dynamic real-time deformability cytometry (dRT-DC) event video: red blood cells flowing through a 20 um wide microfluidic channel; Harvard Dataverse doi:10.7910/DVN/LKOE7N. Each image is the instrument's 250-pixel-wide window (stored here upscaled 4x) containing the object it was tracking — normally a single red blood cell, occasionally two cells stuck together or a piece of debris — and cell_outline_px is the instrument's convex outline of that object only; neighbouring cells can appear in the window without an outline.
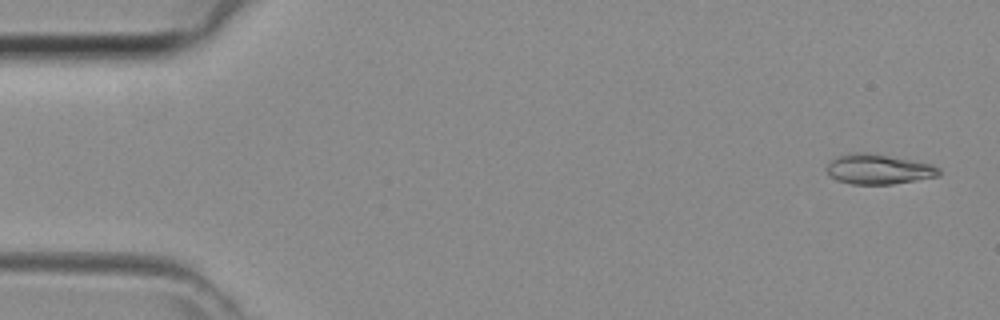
{"species": "common noctule bat (a hibernating species)", "species_latin": "Nyctalus noctula", "temperature_condition": "room temperature", "stored_images_in_passage": 44, "camera_frame_rate_fps": 3000, "um_per_image_px": 0.085, "animal": {"sex": "female", "body_mass_g": 29.2, "forearm_length_mm": 56.3}, "frame": {"image": 1, "passage_image": 2, "time_ms": 0.333, "image_size_px": [1000, 320], "cell_outline_px": [[940, 176], [892, 184], [852, 184], [836, 180], [828, 172], [828, 164], [836, 156], [848, 152], [876, 152], [932, 164], [940, 168]], "centroid_in_image_um": [74.7, 14.35], "position_along_channel_um": 10.3, "area_um2": 19.94}}
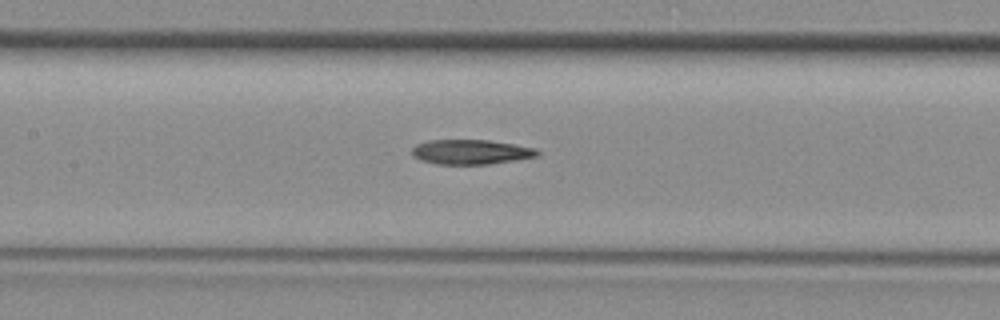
{"frame": {"image": 2, "passage_image": 20, "time_ms": 6.333, "image_size_px": [1000, 320], "cell_outline_px": [[540, 152], [536, 156], [488, 164], [436, 164], [420, 160], [412, 156], [412, 148], [416, 144], [428, 140], [488, 140], [516, 144], [536, 148]], "centroid_in_image_um": [39.99, 12.91], "position_along_channel_um": 167.4, "area_um2": 18.03}}
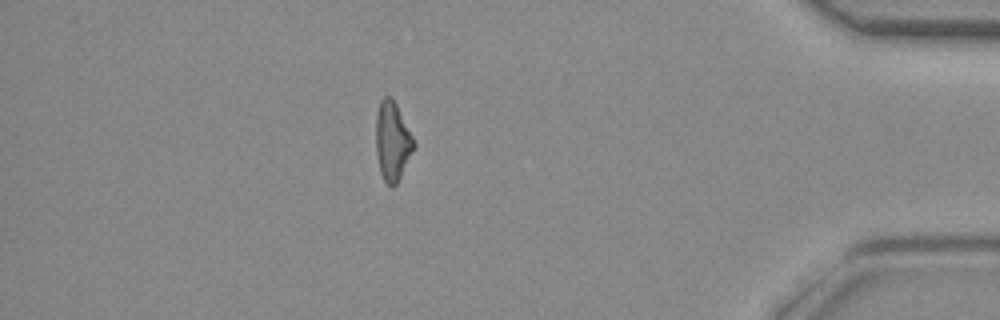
{"frame": {"image": 3, "passage_image": 38, "time_ms": 12.333, "image_size_px": [1000, 320], "cell_outline_px": [[416, 144], [396, 184], [392, 188], [384, 180], [380, 172], [376, 152], [376, 112], [380, 100], [384, 96], [392, 96]], "centroid_in_image_um": [33.33, 11.97], "position_along_channel_um": 401.9, "area_um2": 17.22}}